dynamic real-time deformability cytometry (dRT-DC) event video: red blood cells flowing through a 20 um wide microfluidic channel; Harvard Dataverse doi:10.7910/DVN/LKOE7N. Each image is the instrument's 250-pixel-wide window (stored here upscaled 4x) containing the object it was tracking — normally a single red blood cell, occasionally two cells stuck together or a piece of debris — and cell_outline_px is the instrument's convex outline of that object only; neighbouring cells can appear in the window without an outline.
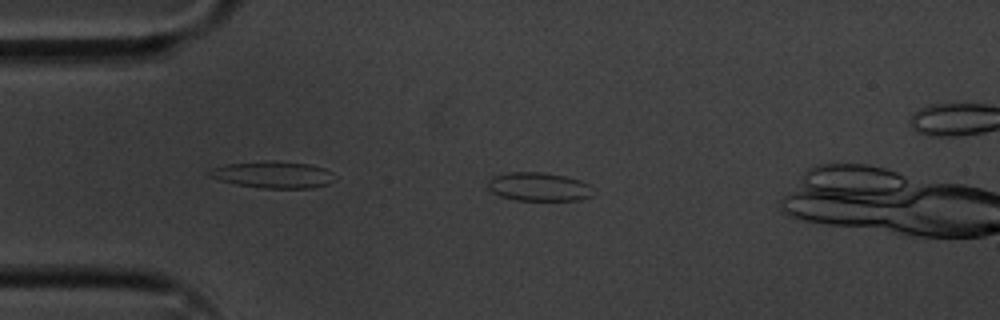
{"species": "common noctule bat (a hibernating species)", "species_latin": "Nyctalus noctula", "temperature_condition": "cold", "stored_images_in_passage": 10, "camera_frame_rate_fps": 3000, "um_per_image_px": 0.085, "animal": {"sex": "male", "body_mass_g": 20.1, "forearm_length_mm": 53.5}, "frame": {"image": 1, "passage_image": 6, "time_ms": 1.667, "image_size_px": [1000, 320], "cell_outline_px": [[592, 196], [580, 200], [516, 200], [500, 196], [492, 192], [488, 188], [488, 180], [492, 176], [508, 172], [540, 172], [564, 176], [580, 180], [588, 184]], "centroid_in_image_um": [45.74, 15.87], "position_along_channel_um": 39.3, "area_um2": 17.46}}